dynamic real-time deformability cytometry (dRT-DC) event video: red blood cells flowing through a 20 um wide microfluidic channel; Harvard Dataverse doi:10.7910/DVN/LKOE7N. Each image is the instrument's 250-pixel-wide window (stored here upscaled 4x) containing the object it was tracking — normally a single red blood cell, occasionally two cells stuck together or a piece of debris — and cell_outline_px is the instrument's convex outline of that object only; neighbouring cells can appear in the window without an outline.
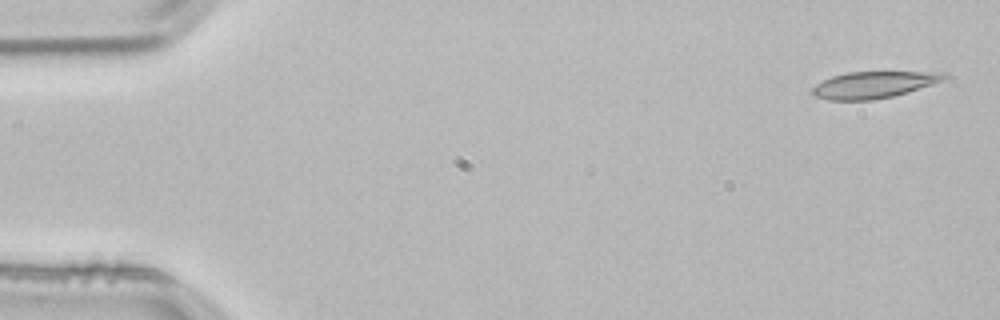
{"species": "common noctule bat (a hibernating species)", "species_latin": "Nyctalus noctula", "temperature_condition": "room temperature", "stored_images_in_passage": 2, "segment_of_instrument_passage": [2, 2], "camera_frame_rate_fps": 3000, "um_per_image_px": 0.085, "animal": {"sex": "male", "body_mass_g": 21.5, "forearm_length_mm": 52.0}, "frame": {"image": 1, "passage_image": 2, "time_ms": 0.333, "image_size_px": [1000, 320], "cell_outline_px": [[948, 76], [944, 80], [908, 92], [892, 96], [872, 100], [828, 100], [816, 96], [808, 92], [816, 84], [832, 76], [848, 72], [948, 72]], "centroid_in_image_um": [74.25, 7.2], "position_along_channel_um": 10.7, "area_um2": 20.46}}